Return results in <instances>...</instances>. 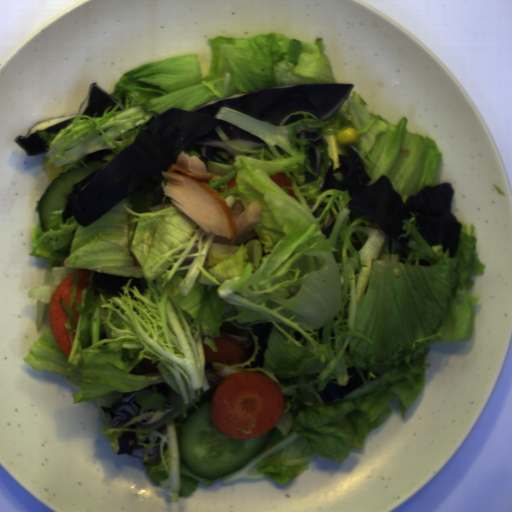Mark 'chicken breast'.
Masks as SVG:
<instances>
[{
	"label": "chicken breast",
	"mask_w": 512,
	"mask_h": 512,
	"mask_svg": "<svg viewBox=\"0 0 512 512\" xmlns=\"http://www.w3.org/2000/svg\"><path fill=\"white\" fill-rule=\"evenodd\" d=\"M162 175L166 180L164 195L203 230L212 233L213 243L239 246L256 238L254 228L261 222L262 214L259 202L254 201L245 210L238 199L229 208L208 185L213 174L207 172L202 160L183 150Z\"/></svg>",
	"instance_id": "cb542c10"
}]
</instances>
